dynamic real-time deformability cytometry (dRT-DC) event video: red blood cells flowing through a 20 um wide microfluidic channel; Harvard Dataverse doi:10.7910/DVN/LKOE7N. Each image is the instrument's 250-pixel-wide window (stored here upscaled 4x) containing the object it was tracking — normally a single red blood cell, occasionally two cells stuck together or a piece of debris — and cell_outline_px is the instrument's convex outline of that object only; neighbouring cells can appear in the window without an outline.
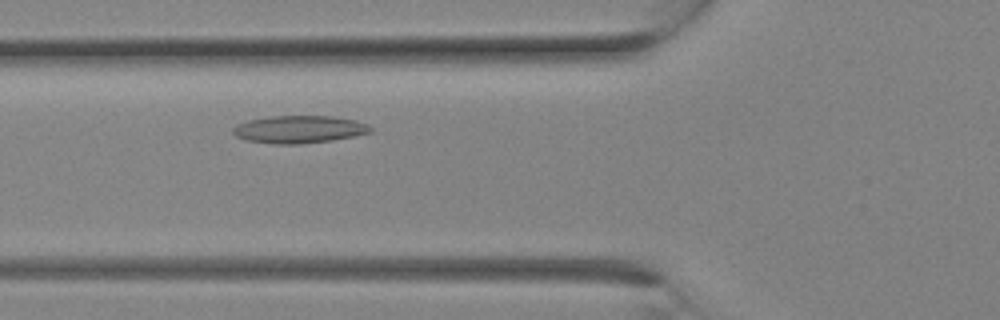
{"species": "Egyptian fruit bat (a non-hibernating species)", "species_latin": "Rousettus aegyptiacus", "temperature_condition": "room temperature", "stored_images_in_passage": 23, "camera_frame_rate_fps": 3000, "um_per_image_px": 0.085, "animal": {"sex": "female"}, "frame": {"image": 1, "passage_image": 6, "time_ms": 1.667, "image_size_px": [1000, 320], "cell_outline_px": [[372, 132], [356, 136], [332, 140], [300, 144], [272, 144], [244, 140], [236, 136], [232, 132], [232, 128], [236, 124], [248, 120], [268, 116], [332, 116], [356, 120], [368, 124], [372, 128]], "centroid_in_image_um": [25.41, 11.0], "position_along_channel_um": 100.4, "area_um2": 22.37}}
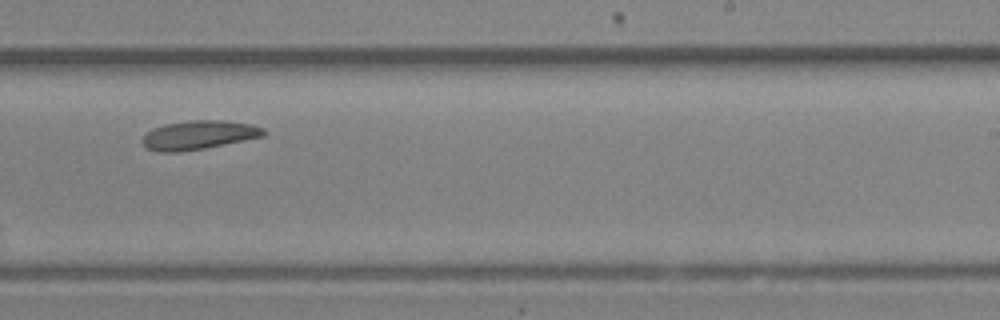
{"frame": {"image": 2, "passage_image": 13, "time_ms": 4.0, "image_size_px": [1000, 320], "cell_outline_px": [[268, 132], [264, 136], [204, 148], [180, 152], [160, 152], [148, 148], [140, 140], [152, 128], [164, 124], [188, 120], [220, 120], [252, 124], [264, 128]], "centroid_in_image_um": [16.9, 11.46], "position_along_channel_um": 272.1, "area_um2": 20.4}}
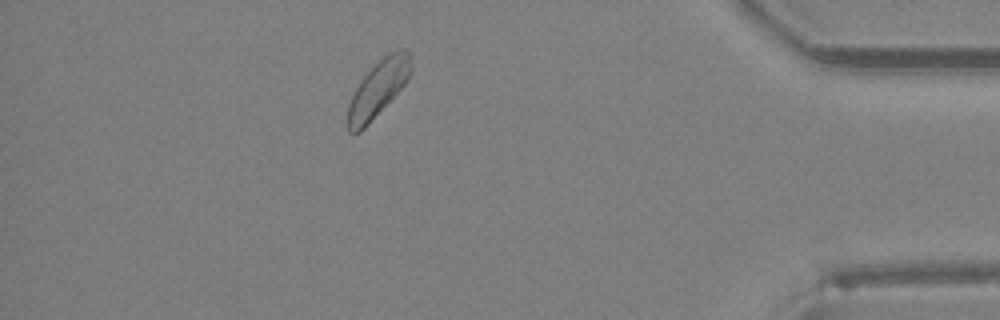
{"frame": {"image": 3, "passage_image": 20, "time_ms": 6.333, "image_size_px": [1000, 320], "cell_outline_px": [[412, 68], [404, 84], [368, 124], [360, 132], [348, 132], [348, 104], [360, 80], [388, 52], [400, 48], [404, 48], [412, 56]], "centroid_in_image_um": [32.15, 7.5], "position_along_channel_um": 403.0, "area_um2": 20.23}}